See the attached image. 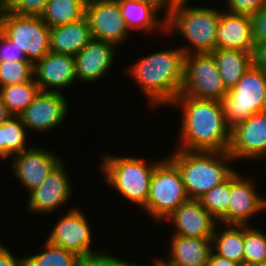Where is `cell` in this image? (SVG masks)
Wrapping results in <instances>:
<instances>
[{"label": "cell", "mask_w": 266, "mask_h": 266, "mask_svg": "<svg viewBox=\"0 0 266 266\" xmlns=\"http://www.w3.org/2000/svg\"><path fill=\"white\" fill-rule=\"evenodd\" d=\"M75 206L62 215L47 237L51 244L84 257L92 252V229L82 209Z\"/></svg>", "instance_id": "11"}, {"label": "cell", "mask_w": 266, "mask_h": 266, "mask_svg": "<svg viewBox=\"0 0 266 266\" xmlns=\"http://www.w3.org/2000/svg\"><path fill=\"white\" fill-rule=\"evenodd\" d=\"M245 177L238 170L231 175V196L226 211V224L251 225L249 222L252 216L266 211V197L260 195L253 179Z\"/></svg>", "instance_id": "15"}, {"label": "cell", "mask_w": 266, "mask_h": 266, "mask_svg": "<svg viewBox=\"0 0 266 266\" xmlns=\"http://www.w3.org/2000/svg\"><path fill=\"white\" fill-rule=\"evenodd\" d=\"M114 44L92 38L75 56V74L82 83H94L106 77L117 56Z\"/></svg>", "instance_id": "18"}, {"label": "cell", "mask_w": 266, "mask_h": 266, "mask_svg": "<svg viewBox=\"0 0 266 266\" xmlns=\"http://www.w3.org/2000/svg\"><path fill=\"white\" fill-rule=\"evenodd\" d=\"M255 266H266V262L261 263V264H257V265H255Z\"/></svg>", "instance_id": "44"}, {"label": "cell", "mask_w": 266, "mask_h": 266, "mask_svg": "<svg viewBox=\"0 0 266 266\" xmlns=\"http://www.w3.org/2000/svg\"><path fill=\"white\" fill-rule=\"evenodd\" d=\"M87 0H48L40 18L50 27L78 21L85 17Z\"/></svg>", "instance_id": "26"}, {"label": "cell", "mask_w": 266, "mask_h": 266, "mask_svg": "<svg viewBox=\"0 0 266 266\" xmlns=\"http://www.w3.org/2000/svg\"><path fill=\"white\" fill-rule=\"evenodd\" d=\"M253 64L266 74V42L255 45Z\"/></svg>", "instance_id": "39"}, {"label": "cell", "mask_w": 266, "mask_h": 266, "mask_svg": "<svg viewBox=\"0 0 266 266\" xmlns=\"http://www.w3.org/2000/svg\"><path fill=\"white\" fill-rule=\"evenodd\" d=\"M168 156L181 172L189 199L199 200L206 192L227 180L235 171L228 152L175 149Z\"/></svg>", "instance_id": "4"}, {"label": "cell", "mask_w": 266, "mask_h": 266, "mask_svg": "<svg viewBox=\"0 0 266 266\" xmlns=\"http://www.w3.org/2000/svg\"><path fill=\"white\" fill-rule=\"evenodd\" d=\"M92 39L86 17L50 28V51L75 56Z\"/></svg>", "instance_id": "23"}, {"label": "cell", "mask_w": 266, "mask_h": 266, "mask_svg": "<svg viewBox=\"0 0 266 266\" xmlns=\"http://www.w3.org/2000/svg\"><path fill=\"white\" fill-rule=\"evenodd\" d=\"M251 29L254 45L266 42V4L251 16Z\"/></svg>", "instance_id": "37"}, {"label": "cell", "mask_w": 266, "mask_h": 266, "mask_svg": "<svg viewBox=\"0 0 266 266\" xmlns=\"http://www.w3.org/2000/svg\"><path fill=\"white\" fill-rule=\"evenodd\" d=\"M122 18L130 33L138 30L152 35L166 34V15L159 18L162 9L149 0H118Z\"/></svg>", "instance_id": "20"}, {"label": "cell", "mask_w": 266, "mask_h": 266, "mask_svg": "<svg viewBox=\"0 0 266 266\" xmlns=\"http://www.w3.org/2000/svg\"><path fill=\"white\" fill-rule=\"evenodd\" d=\"M155 4H157L162 10H165L164 15H166L174 3V0H149Z\"/></svg>", "instance_id": "42"}, {"label": "cell", "mask_w": 266, "mask_h": 266, "mask_svg": "<svg viewBox=\"0 0 266 266\" xmlns=\"http://www.w3.org/2000/svg\"><path fill=\"white\" fill-rule=\"evenodd\" d=\"M215 227L212 236V250L219 256L243 266L244 256V225L220 224ZM220 229H217V228Z\"/></svg>", "instance_id": "25"}, {"label": "cell", "mask_w": 266, "mask_h": 266, "mask_svg": "<svg viewBox=\"0 0 266 266\" xmlns=\"http://www.w3.org/2000/svg\"><path fill=\"white\" fill-rule=\"evenodd\" d=\"M34 78L31 81L0 87V95L13 116H19L40 92Z\"/></svg>", "instance_id": "28"}, {"label": "cell", "mask_w": 266, "mask_h": 266, "mask_svg": "<svg viewBox=\"0 0 266 266\" xmlns=\"http://www.w3.org/2000/svg\"><path fill=\"white\" fill-rule=\"evenodd\" d=\"M48 0H0V5L9 13L41 16Z\"/></svg>", "instance_id": "33"}, {"label": "cell", "mask_w": 266, "mask_h": 266, "mask_svg": "<svg viewBox=\"0 0 266 266\" xmlns=\"http://www.w3.org/2000/svg\"><path fill=\"white\" fill-rule=\"evenodd\" d=\"M211 54L227 90L235 87L253 64V53L243 50L215 49Z\"/></svg>", "instance_id": "24"}, {"label": "cell", "mask_w": 266, "mask_h": 266, "mask_svg": "<svg viewBox=\"0 0 266 266\" xmlns=\"http://www.w3.org/2000/svg\"><path fill=\"white\" fill-rule=\"evenodd\" d=\"M225 120L230 129L251 115L266 110V74L252 64L235 87L222 99Z\"/></svg>", "instance_id": "7"}, {"label": "cell", "mask_w": 266, "mask_h": 266, "mask_svg": "<svg viewBox=\"0 0 266 266\" xmlns=\"http://www.w3.org/2000/svg\"><path fill=\"white\" fill-rule=\"evenodd\" d=\"M188 199L177 165L168 156L161 158L152 174L147 203L142 209L151 220L164 223V219Z\"/></svg>", "instance_id": "6"}, {"label": "cell", "mask_w": 266, "mask_h": 266, "mask_svg": "<svg viewBox=\"0 0 266 266\" xmlns=\"http://www.w3.org/2000/svg\"><path fill=\"white\" fill-rule=\"evenodd\" d=\"M164 221L175 227L173 235L212 238L218 221L202 206L200 200L188 199Z\"/></svg>", "instance_id": "19"}, {"label": "cell", "mask_w": 266, "mask_h": 266, "mask_svg": "<svg viewBox=\"0 0 266 266\" xmlns=\"http://www.w3.org/2000/svg\"><path fill=\"white\" fill-rule=\"evenodd\" d=\"M13 175L21 182L28 194L45 180L48 174L62 161L54 152L31 147L11 157Z\"/></svg>", "instance_id": "16"}, {"label": "cell", "mask_w": 266, "mask_h": 266, "mask_svg": "<svg viewBox=\"0 0 266 266\" xmlns=\"http://www.w3.org/2000/svg\"><path fill=\"white\" fill-rule=\"evenodd\" d=\"M231 196V176L206 192L199 200L202 206L220 223L226 224V211Z\"/></svg>", "instance_id": "30"}, {"label": "cell", "mask_w": 266, "mask_h": 266, "mask_svg": "<svg viewBox=\"0 0 266 266\" xmlns=\"http://www.w3.org/2000/svg\"><path fill=\"white\" fill-rule=\"evenodd\" d=\"M15 254L5 245L0 249V266H24L23 257H15Z\"/></svg>", "instance_id": "38"}, {"label": "cell", "mask_w": 266, "mask_h": 266, "mask_svg": "<svg viewBox=\"0 0 266 266\" xmlns=\"http://www.w3.org/2000/svg\"><path fill=\"white\" fill-rule=\"evenodd\" d=\"M0 31L33 64L50 51V27L40 16L9 13L0 5Z\"/></svg>", "instance_id": "8"}, {"label": "cell", "mask_w": 266, "mask_h": 266, "mask_svg": "<svg viewBox=\"0 0 266 266\" xmlns=\"http://www.w3.org/2000/svg\"><path fill=\"white\" fill-rule=\"evenodd\" d=\"M34 80L41 91L62 93L78 82L74 56L49 51L33 64ZM62 90V91H61Z\"/></svg>", "instance_id": "17"}, {"label": "cell", "mask_w": 266, "mask_h": 266, "mask_svg": "<svg viewBox=\"0 0 266 266\" xmlns=\"http://www.w3.org/2000/svg\"><path fill=\"white\" fill-rule=\"evenodd\" d=\"M40 253L24 257V266H78L80 257L64 248L55 246L47 240Z\"/></svg>", "instance_id": "29"}, {"label": "cell", "mask_w": 266, "mask_h": 266, "mask_svg": "<svg viewBox=\"0 0 266 266\" xmlns=\"http://www.w3.org/2000/svg\"><path fill=\"white\" fill-rule=\"evenodd\" d=\"M33 73L30 61L0 62V87L31 81Z\"/></svg>", "instance_id": "32"}, {"label": "cell", "mask_w": 266, "mask_h": 266, "mask_svg": "<svg viewBox=\"0 0 266 266\" xmlns=\"http://www.w3.org/2000/svg\"><path fill=\"white\" fill-rule=\"evenodd\" d=\"M63 160L48 174L35 190L29 193L27 211L30 213L50 214L60 207L69 205L72 193L71 175Z\"/></svg>", "instance_id": "13"}, {"label": "cell", "mask_w": 266, "mask_h": 266, "mask_svg": "<svg viewBox=\"0 0 266 266\" xmlns=\"http://www.w3.org/2000/svg\"><path fill=\"white\" fill-rule=\"evenodd\" d=\"M189 0H175L166 14V34L181 35L187 44L179 47L185 55L211 53L216 49L220 8L189 5ZM189 45V46H188Z\"/></svg>", "instance_id": "3"}, {"label": "cell", "mask_w": 266, "mask_h": 266, "mask_svg": "<svg viewBox=\"0 0 266 266\" xmlns=\"http://www.w3.org/2000/svg\"><path fill=\"white\" fill-rule=\"evenodd\" d=\"M78 266H141V264L122 260L119 257L108 254L103 249L81 257Z\"/></svg>", "instance_id": "34"}, {"label": "cell", "mask_w": 266, "mask_h": 266, "mask_svg": "<svg viewBox=\"0 0 266 266\" xmlns=\"http://www.w3.org/2000/svg\"><path fill=\"white\" fill-rule=\"evenodd\" d=\"M159 161L155 163L141 157L108 154L103 155L99 169L110 188L133 205L143 208L147 203L152 174Z\"/></svg>", "instance_id": "5"}, {"label": "cell", "mask_w": 266, "mask_h": 266, "mask_svg": "<svg viewBox=\"0 0 266 266\" xmlns=\"http://www.w3.org/2000/svg\"><path fill=\"white\" fill-rule=\"evenodd\" d=\"M85 17L94 39L119 48L130 38L131 33L122 18L118 0H87Z\"/></svg>", "instance_id": "10"}, {"label": "cell", "mask_w": 266, "mask_h": 266, "mask_svg": "<svg viewBox=\"0 0 266 266\" xmlns=\"http://www.w3.org/2000/svg\"><path fill=\"white\" fill-rule=\"evenodd\" d=\"M226 12L232 14H240L253 16L255 15L265 4L266 0H224Z\"/></svg>", "instance_id": "35"}, {"label": "cell", "mask_w": 266, "mask_h": 266, "mask_svg": "<svg viewBox=\"0 0 266 266\" xmlns=\"http://www.w3.org/2000/svg\"><path fill=\"white\" fill-rule=\"evenodd\" d=\"M169 106H176L182 112L175 149L228 151L231 129L225 120L222 101L178 95Z\"/></svg>", "instance_id": "1"}, {"label": "cell", "mask_w": 266, "mask_h": 266, "mask_svg": "<svg viewBox=\"0 0 266 266\" xmlns=\"http://www.w3.org/2000/svg\"><path fill=\"white\" fill-rule=\"evenodd\" d=\"M216 49L243 50L254 53L251 17L221 10L216 32Z\"/></svg>", "instance_id": "21"}, {"label": "cell", "mask_w": 266, "mask_h": 266, "mask_svg": "<svg viewBox=\"0 0 266 266\" xmlns=\"http://www.w3.org/2000/svg\"><path fill=\"white\" fill-rule=\"evenodd\" d=\"M227 152L234 161L262 159L266 163V110L251 115L231 129Z\"/></svg>", "instance_id": "12"}, {"label": "cell", "mask_w": 266, "mask_h": 266, "mask_svg": "<svg viewBox=\"0 0 266 266\" xmlns=\"http://www.w3.org/2000/svg\"><path fill=\"white\" fill-rule=\"evenodd\" d=\"M177 48V49H176ZM155 51L127 68L146 96L149 108L170 105L180 94L184 79L185 53L178 47Z\"/></svg>", "instance_id": "2"}, {"label": "cell", "mask_w": 266, "mask_h": 266, "mask_svg": "<svg viewBox=\"0 0 266 266\" xmlns=\"http://www.w3.org/2000/svg\"><path fill=\"white\" fill-rule=\"evenodd\" d=\"M153 260H155V261H153V264L151 265V266H167L166 264H164L159 258H155V259H153ZM141 266H147L146 264L145 265H143V264H141ZM148 266H150V265H148Z\"/></svg>", "instance_id": "43"}, {"label": "cell", "mask_w": 266, "mask_h": 266, "mask_svg": "<svg viewBox=\"0 0 266 266\" xmlns=\"http://www.w3.org/2000/svg\"><path fill=\"white\" fill-rule=\"evenodd\" d=\"M13 115L9 112V110L6 108L5 104L2 101L1 95H0V125L9 120Z\"/></svg>", "instance_id": "41"}, {"label": "cell", "mask_w": 266, "mask_h": 266, "mask_svg": "<svg viewBox=\"0 0 266 266\" xmlns=\"http://www.w3.org/2000/svg\"><path fill=\"white\" fill-rule=\"evenodd\" d=\"M227 91L211 53L185 55L184 79L179 95L222 101Z\"/></svg>", "instance_id": "9"}, {"label": "cell", "mask_w": 266, "mask_h": 266, "mask_svg": "<svg viewBox=\"0 0 266 266\" xmlns=\"http://www.w3.org/2000/svg\"><path fill=\"white\" fill-rule=\"evenodd\" d=\"M207 266H241V265L227 258L217 255L212 250L209 256V261Z\"/></svg>", "instance_id": "40"}, {"label": "cell", "mask_w": 266, "mask_h": 266, "mask_svg": "<svg viewBox=\"0 0 266 266\" xmlns=\"http://www.w3.org/2000/svg\"><path fill=\"white\" fill-rule=\"evenodd\" d=\"M68 105L63 93L40 91L19 117L28 131L43 134L64 123Z\"/></svg>", "instance_id": "14"}, {"label": "cell", "mask_w": 266, "mask_h": 266, "mask_svg": "<svg viewBox=\"0 0 266 266\" xmlns=\"http://www.w3.org/2000/svg\"><path fill=\"white\" fill-rule=\"evenodd\" d=\"M261 230L244 225L243 266H255L266 262V234Z\"/></svg>", "instance_id": "31"}, {"label": "cell", "mask_w": 266, "mask_h": 266, "mask_svg": "<svg viewBox=\"0 0 266 266\" xmlns=\"http://www.w3.org/2000/svg\"><path fill=\"white\" fill-rule=\"evenodd\" d=\"M27 132L19 116H12L0 125V157L3 160L32 147H27Z\"/></svg>", "instance_id": "27"}, {"label": "cell", "mask_w": 266, "mask_h": 266, "mask_svg": "<svg viewBox=\"0 0 266 266\" xmlns=\"http://www.w3.org/2000/svg\"><path fill=\"white\" fill-rule=\"evenodd\" d=\"M169 259L160 258L167 266H207L212 251V238L170 235Z\"/></svg>", "instance_id": "22"}, {"label": "cell", "mask_w": 266, "mask_h": 266, "mask_svg": "<svg viewBox=\"0 0 266 266\" xmlns=\"http://www.w3.org/2000/svg\"><path fill=\"white\" fill-rule=\"evenodd\" d=\"M28 61L22 50L0 31V62Z\"/></svg>", "instance_id": "36"}]
</instances>
